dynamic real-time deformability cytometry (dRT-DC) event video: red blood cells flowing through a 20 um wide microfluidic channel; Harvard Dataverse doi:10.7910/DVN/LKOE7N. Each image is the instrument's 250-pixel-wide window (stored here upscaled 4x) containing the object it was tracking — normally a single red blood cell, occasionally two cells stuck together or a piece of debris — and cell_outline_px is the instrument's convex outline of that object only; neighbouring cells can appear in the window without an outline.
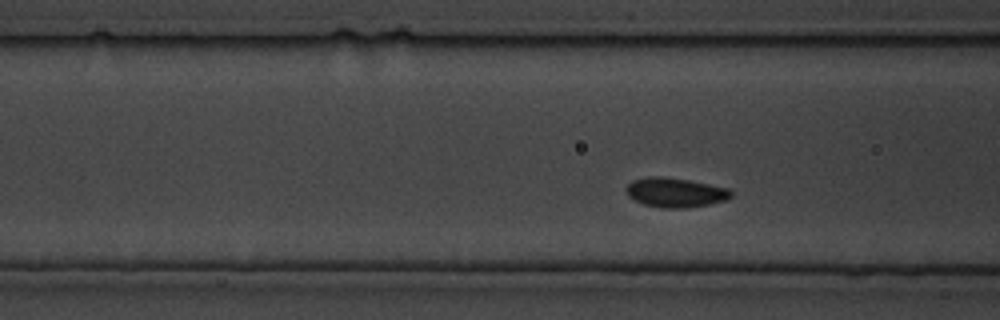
{"species": "common noctule bat (a hibernating species)", "species_latin": "Nyctalus noctula", "temperature_condition": "cold", "stored_images_in_passage": 90, "camera_frame_rate_fps": 3000, "um_per_image_px": 0.085, "animal": {"sex": "male", "body_mass_g": 19.5, "forearm_length_mm": 54.6}, "frame": {"image": 1, "passage_image": 12, "time_ms": 3.667, "image_size_px": [1000, 320], "cell_outline_px": [[732, 196], [724, 200], [708, 204], [684, 208], [660, 208], [644, 204], [628, 196], [628, 184], [632, 180], [648, 176], [660, 176], [688, 180], [728, 188], [732, 192]], "centroid_in_image_um": [57.39, 16.36], "position_along_channel_um": 109.2, "area_um2": 17.74}}
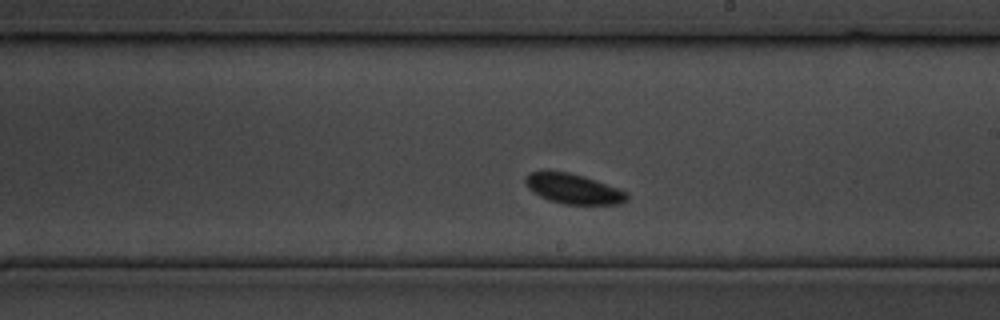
{"frame": {"image": 2, "passage_image": 37, "time_ms": 12.0, "image_size_px": [1000, 320], "cell_outline_px": [[628, 200], [620, 204], [564, 204], [548, 200], [532, 192], [524, 184], [524, 176], [532, 172], [544, 168], [548, 168], [568, 172], [584, 176], [596, 180], [628, 192]], "centroid_in_image_um": [48.67, 16.01], "position_along_channel_um": 240.3, "area_um2": 18.32}}
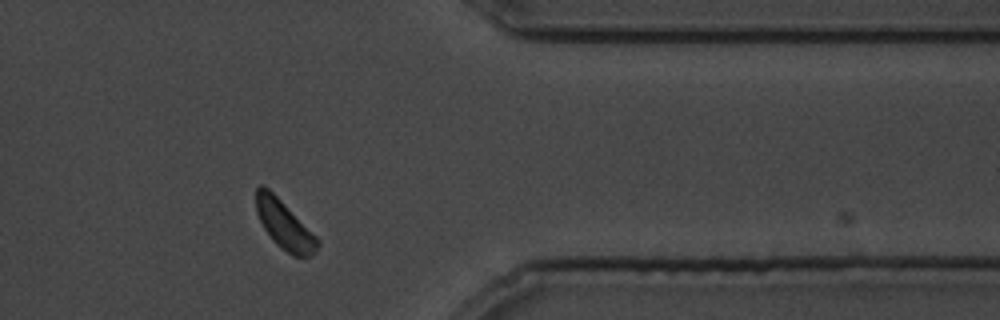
{"frame": {"image": 3, "passage_image": 67, "time_ms": 22.0, "image_size_px": [1000, 320], "cell_outline_px": [[320, 244], [316, 252], [308, 256], [292, 256], [280, 248], [272, 240], [264, 228], [256, 212], [256, 188], [260, 184], [264, 184], [320, 240]], "centroid_in_image_um": [24.16, 19.13], "position_along_channel_um": 387.2, "area_um2": 17.17}}